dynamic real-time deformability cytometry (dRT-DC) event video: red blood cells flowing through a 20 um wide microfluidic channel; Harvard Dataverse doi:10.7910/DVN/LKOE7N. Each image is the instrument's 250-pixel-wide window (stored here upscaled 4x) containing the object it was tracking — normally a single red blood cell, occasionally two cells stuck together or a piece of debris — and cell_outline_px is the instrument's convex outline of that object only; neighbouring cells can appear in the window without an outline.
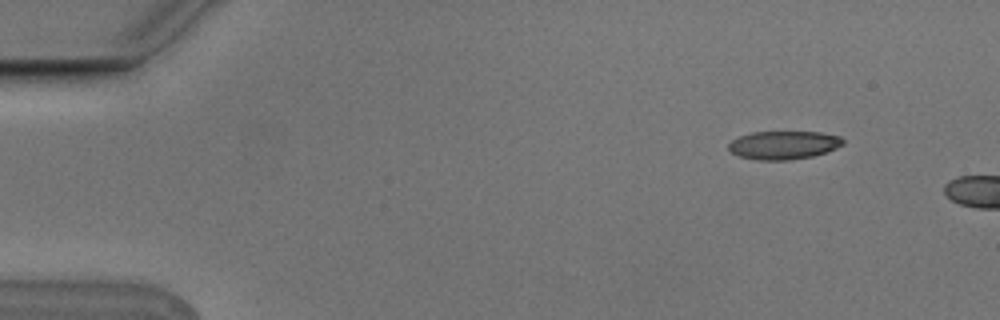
{"species": "Egyptian fruit bat (a non-hibernating species)", "species_latin": "Rousettus aegyptiacus", "temperature_condition": "cold", "stored_images_in_passage": 2, "camera_frame_rate_fps": 3000, "um_per_image_px": 0.085, "animal": {"sex": "male"}, "frame": {"image": 1, "passage_image": 1, "time_ms": 0.0, "image_size_px": [1000, 320], "cell_outline_px": [[844, 144], [836, 148], [812, 156], [788, 160], [756, 160], [740, 156], [732, 152], [728, 148], [728, 144], [732, 140], [740, 136], [752, 132], [820, 132], [840, 136], [844, 140]], "centroid_in_image_um": [66.61, 12.33], "position_along_channel_um": 18.4, "area_um2": 18.79}}